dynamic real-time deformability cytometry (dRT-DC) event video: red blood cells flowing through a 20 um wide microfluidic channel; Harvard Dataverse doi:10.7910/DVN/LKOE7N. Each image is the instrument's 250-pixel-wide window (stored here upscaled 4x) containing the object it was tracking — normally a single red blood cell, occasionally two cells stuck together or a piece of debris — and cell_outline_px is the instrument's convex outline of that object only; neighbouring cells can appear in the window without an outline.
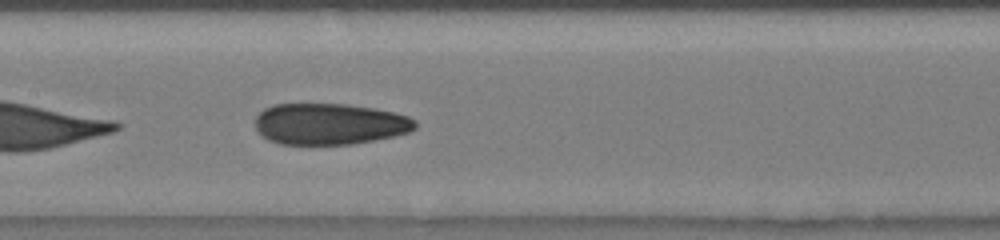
{"species": "human", "species_latin": "Homo sapiens", "temperature_condition": "room temperature", "stored_images_in_passage": 29, "camera_frame_rate_fps": 3000, "um_per_image_px": 0.085, "donor": {"sex": "male"}, "frame": {"image": 1, "passage_image": 9, "time_ms": 2.667, "image_size_px": [1000, 240], "cell_outline_px": [[416, 128], [408, 132], [392, 136], [352, 144], [280, 144], [268, 140], [256, 128], [256, 116], [264, 108], [272, 104], [348, 104], [376, 108], [396, 112], [408, 116], [416, 120]], "centroid_in_image_um": [28.03, 10.52], "position_along_channel_um": 179.4, "area_um2": 38.55}}